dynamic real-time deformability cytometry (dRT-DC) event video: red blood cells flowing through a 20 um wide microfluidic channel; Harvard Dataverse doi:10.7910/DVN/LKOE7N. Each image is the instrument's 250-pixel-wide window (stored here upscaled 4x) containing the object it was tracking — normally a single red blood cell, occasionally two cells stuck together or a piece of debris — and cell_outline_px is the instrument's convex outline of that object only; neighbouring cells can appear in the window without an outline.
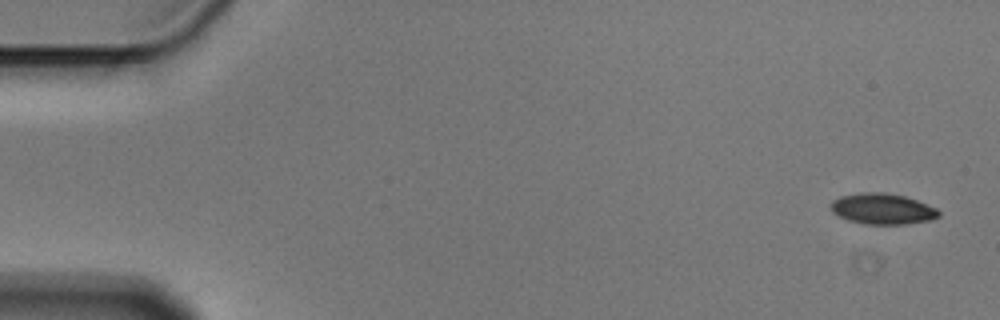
{"species": "Egyptian fruit bat (a non-hibernating species)", "species_latin": "Rousettus aegyptiacus", "temperature_condition": "cold", "stored_images_in_passage": 7, "camera_frame_rate_fps": 3000, "um_per_image_px": 0.085, "animal": {"sex": "male"}, "frame": {"image": 1, "passage_image": 1, "time_ms": 0.0, "image_size_px": [1000, 320], "cell_outline_px": [[940, 216], [932, 220], [904, 224], [864, 224], [848, 220], [832, 212], [832, 200], [840, 196], [860, 192], [884, 192], [904, 196], [916, 200], [936, 208], [940, 212]], "centroid_in_image_um": [75.02, 17.75], "position_along_channel_um": 10.0, "area_um2": 19.36}}
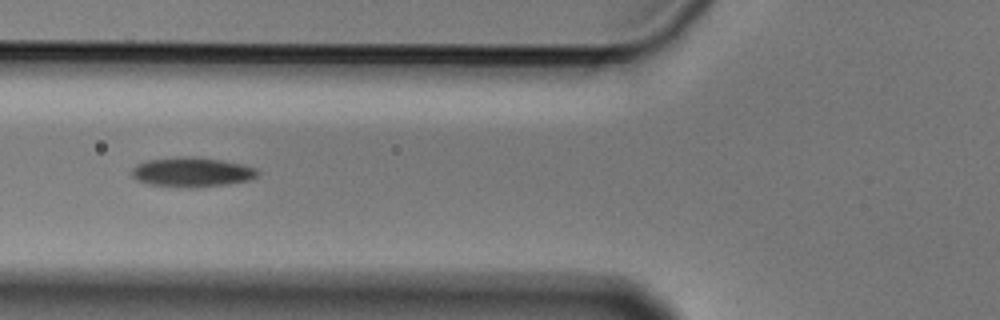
{"frame": {"image": 2, "passage_image": 5, "time_ms": 1.333, "image_size_px": [1000, 320], "cell_outline_px": [[260, 172], [252, 180], [228, 184], [192, 188], [188, 188], [148, 184], [136, 180], [132, 176], [132, 168], [136, 164], [148, 160], [176, 156], [192, 156], [220, 160], [244, 164], [256, 168]], "centroid_in_image_um": [16.32, 14.63], "position_along_channel_um": 109.5, "area_um2": 22.02}}
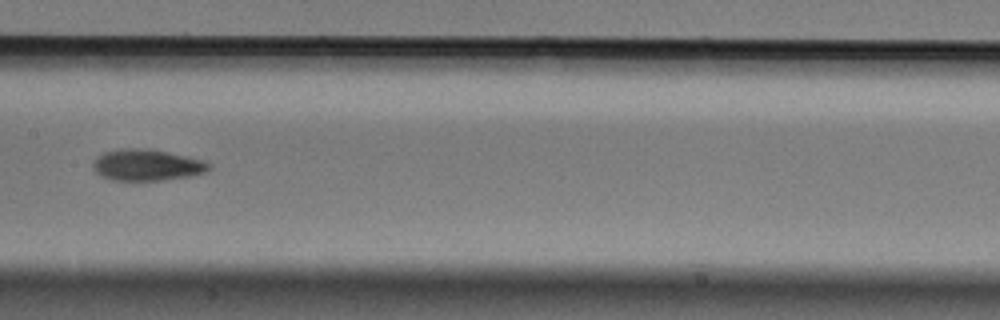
{"frame": {"image": 3, "passage_image": 7, "time_ms": 2.0, "image_size_px": [1000, 320], "cell_outline_px": [[212, 168], [204, 172], [192, 176], [164, 180], [112, 180], [96, 172], [92, 168], [92, 164], [96, 156], [104, 152], [120, 148], [148, 148], [168, 152], [204, 160], [212, 164]], "centroid_in_image_um": [12.5, 14.01], "position_along_channel_um": 194.9, "area_um2": 21.39}}